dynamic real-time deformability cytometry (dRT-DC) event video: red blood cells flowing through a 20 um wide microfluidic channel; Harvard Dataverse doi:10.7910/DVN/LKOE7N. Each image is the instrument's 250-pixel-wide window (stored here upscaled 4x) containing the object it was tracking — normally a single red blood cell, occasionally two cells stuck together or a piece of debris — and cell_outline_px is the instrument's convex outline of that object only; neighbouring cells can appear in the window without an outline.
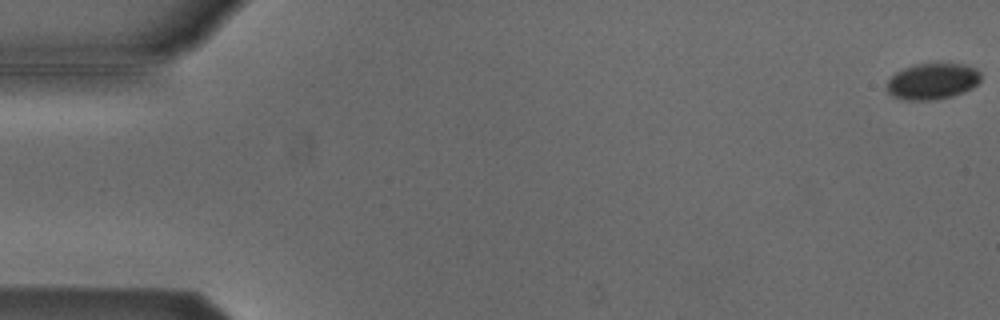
{"species": "Egyptian fruit bat (a non-hibernating species)", "species_latin": "Rousettus aegyptiacus", "temperature_condition": "cold", "stored_images_in_passage": 6, "camera_frame_rate_fps": 3000, "um_per_image_px": 0.085, "animal": {"sex": "male"}, "frame": {"image": 1, "passage_image": 1, "time_ms": 0.0, "image_size_px": [1000, 320], "cell_outline_px": [[980, 80], [972, 88], [964, 92], [952, 96], [936, 100], [904, 100], [888, 92], [888, 80], [896, 72], [912, 64], [964, 64], [976, 68], [980, 72]], "centroid_in_image_um": [79.28, 6.91], "position_along_channel_um": 5.7, "area_um2": 19.71}}